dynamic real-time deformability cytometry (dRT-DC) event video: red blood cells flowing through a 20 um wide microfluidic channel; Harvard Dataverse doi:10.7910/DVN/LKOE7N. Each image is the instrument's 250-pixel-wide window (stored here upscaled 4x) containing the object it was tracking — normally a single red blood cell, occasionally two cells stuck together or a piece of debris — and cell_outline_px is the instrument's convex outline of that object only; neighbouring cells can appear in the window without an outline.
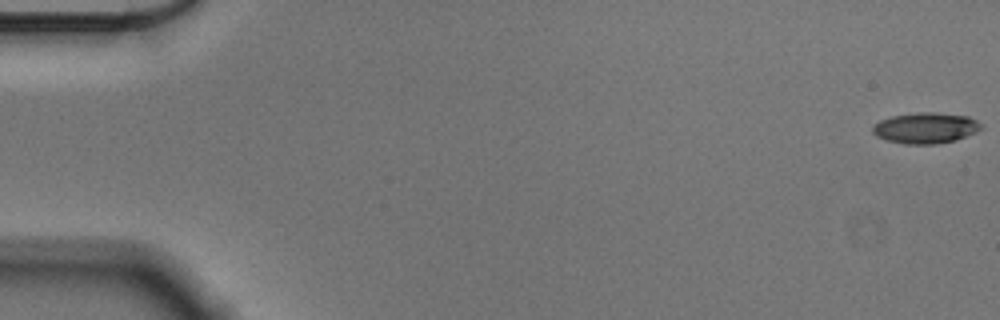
{"species": "Egyptian fruit bat (a non-hibernating species)", "species_latin": "Rousettus aegyptiacus", "temperature_condition": "cold", "stored_images_in_passage": 57, "camera_frame_rate_fps": 3000, "um_per_image_px": 0.085, "animal": {"sex": "male"}, "frame": {"image": 1, "passage_image": 1, "time_ms": 0.0, "image_size_px": [1000, 320], "cell_outline_px": [[984, 128], [976, 132], [956, 140], [936, 144], [904, 144], [888, 140], [876, 136], [872, 132], [872, 128], [880, 120], [892, 116], [916, 112], [936, 112], [968, 116], [984, 124]], "centroid_in_image_um": [78.72, 10.87], "position_along_channel_um": 6.3, "area_um2": 19.65}}
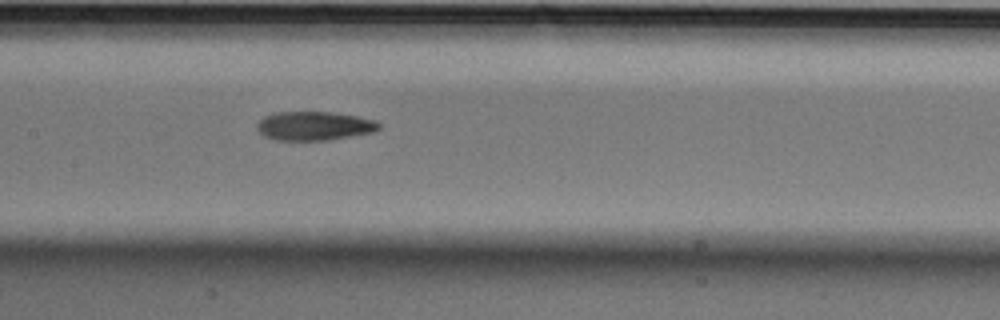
{"frame": {"image": 2, "passage_image": 28, "time_ms": 9.0, "image_size_px": [1000, 320], "cell_outline_px": [[380, 128], [372, 132], [328, 140], [276, 140], [264, 136], [256, 128], [256, 124], [264, 116], [272, 112], [332, 112], [356, 116], [376, 120], [380, 124]], "centroid_in_image_um": [26.68, 10.69], "position_along_channel_um": 180.7, "area_um2": 20.52}}
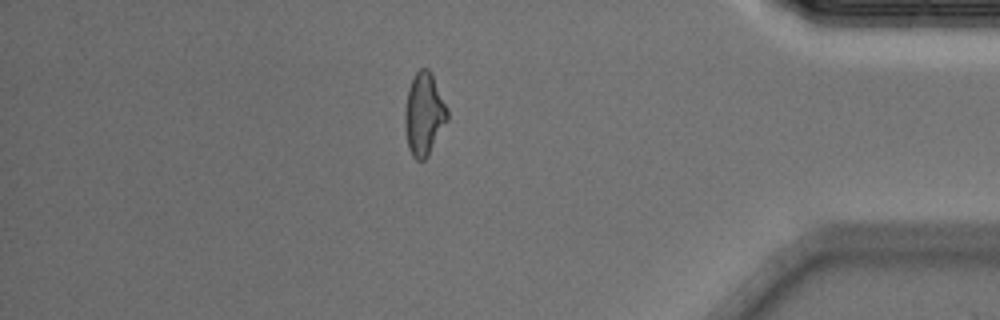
{"frame": {"image": 3, "passage_image": 49, "time_ms": 16.0, "image_size_px": [1000, 320], "cell_outline_px": [[448, 120], [428, 156], [424, 160], [416, 160], [412, 156], [408, 148], [404, 124], [404, 112], [408, 88], [416, 72], [420, 68], [428, 68], [432, 76], [448, 112]], "centroid_in_image_um": [36.01, 9.75], "position_along_channel_um": 399.2, "area_um2": 20.23}, "authors_computed_cell_mechanics": {"area_um2": 20.3456, "velocity_mm_per_s": 3.5901, "shape_relaxation_time_tau1_ms": 5.1292, "shape_relaxation_time_tau2_ms": 4.87, "deformation_change_tau1": 0.1378, "deformation_change_tau2": 0.1429}}